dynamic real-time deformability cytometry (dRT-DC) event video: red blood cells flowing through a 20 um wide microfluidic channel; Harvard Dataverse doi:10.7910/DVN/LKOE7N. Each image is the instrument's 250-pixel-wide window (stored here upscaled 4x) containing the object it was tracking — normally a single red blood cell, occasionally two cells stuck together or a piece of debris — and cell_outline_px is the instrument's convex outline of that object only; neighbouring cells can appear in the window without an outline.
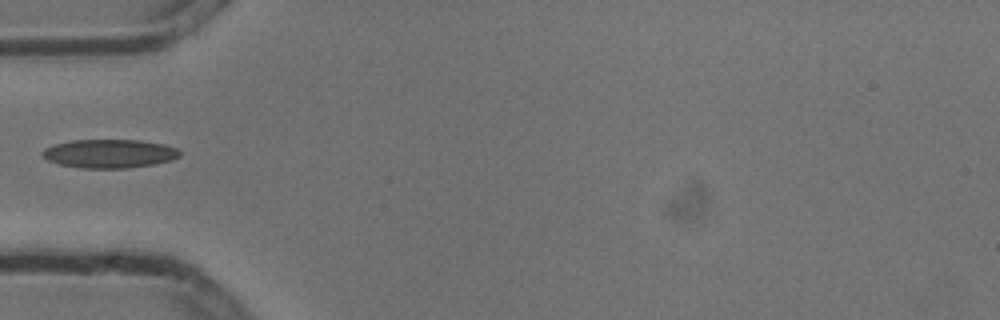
{"species": "common noctule bat (a hibernating species)", "species_latin": "Nyctalus noctula", "temperature_condition": "cold", "stored_images_in_passage": 5, "camera_frame_rate_fps": 3000, "um_per_image_px": 0.085, "animal": {"sex": "male", "body_mass_g": 13.3}, "frame": {"image": 1, "passage_image": 5, "time_ms": 1.333, "image_size_px": [1000, 320], "cell_outline_px": [[180, 156], [172, 160], [152, 164], [128, 168], [80, 168], [60, 164], [48, 160], [40, 152], [44, 148], [56, 144], [72, 140], [140, 140], [164, 144], [176, 148], [180, 152]], "centroid_in_image_um": [9.3, 13.05], "position_along_channel_um": 75.7, "area_um2": 22.83}}